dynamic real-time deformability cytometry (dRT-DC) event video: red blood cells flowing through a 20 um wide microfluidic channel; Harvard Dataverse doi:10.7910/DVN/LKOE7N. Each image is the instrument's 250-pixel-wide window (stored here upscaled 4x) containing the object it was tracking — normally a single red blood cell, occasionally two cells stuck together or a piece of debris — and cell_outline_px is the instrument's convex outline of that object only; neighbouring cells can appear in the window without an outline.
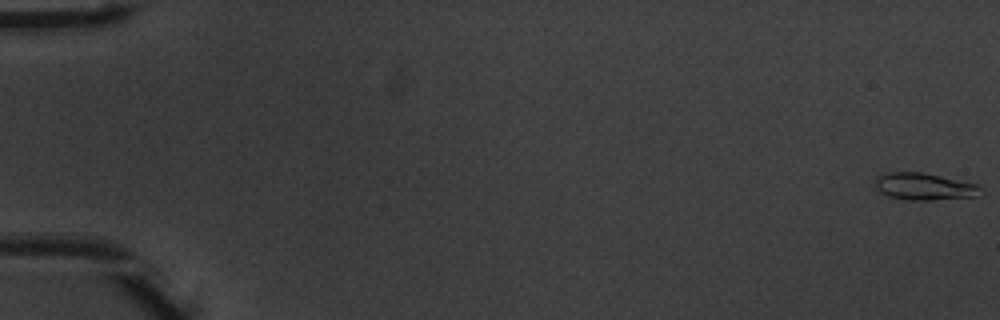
{"species": "common noctule bat (a hibernating species)", "species_latin": "Nyctalus noctula", "temperature_condition": "warm", "stored_images_in_passage": 53, "camera_frame_rate_fps": 3000, "um_per_image_px": 0.085, "animal": {"sex": "male", "body_mass_g": 20.1, "forearm_length_mm": 53.5}, "frame": {"image": 1, "passage_image": 1, "time_ms": 0.0, "image_size_px": [1000, 320], "cell_outline_px": [[984, 192], [980, 196], [932, 200], [904, 200], [888, 196], [880, 192], [876, 188], [876, 176], [888, 172], [920, 172], [980, 184], [984, 188]], "centroid_in_image_um": [78.63, 15.87], "position_along_channel_um": 6.4, "area_um2": 16.94}}
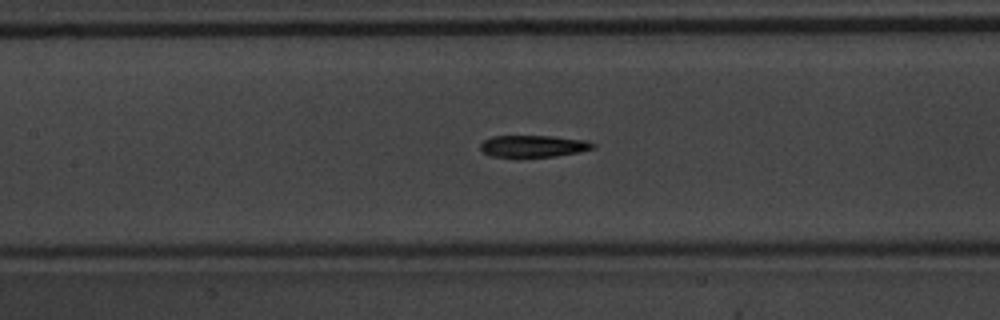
{"frame": {"image": 2, "passage_image": 26, "time_ms": 8.333, "image_size_px": [1000, 320], "cell_outline_px": [[596, 148], [580, 152], [556, 156], [492, 156], [484, 152], [480, 148], [480, 144], [484, 140], [492, 136], [552, 136], [584, 140], [596, 144]], "centroid_in_image_um": [45.37, 12.41], "position_along_channel_um": 162.0, "area_um2": 14.16}}
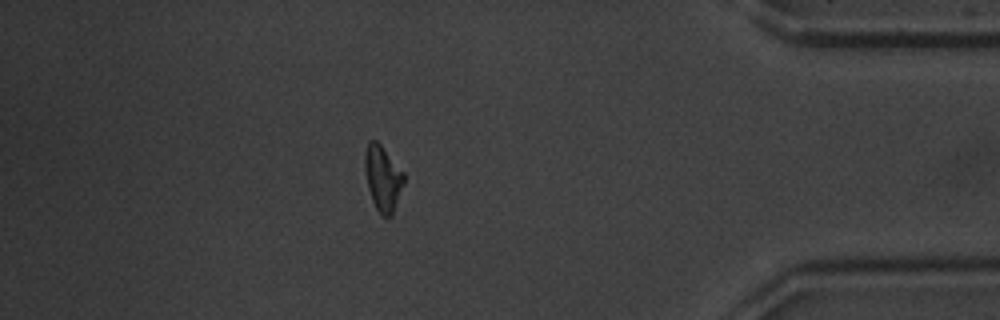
{"frame": {"image": 3, "passage_image": 47, "time_ms": 15.333, "image_size_px": [1000, 320], "cell_outline_px": [[404, 184], [392, 216], [388, 220], [376, 208], [372, 200], [368, 188], [364, 168], [364, 152], [368, 140], [376, 140], [380, 144], [404, 172]], "centroid_in_image_um": [32.53, 15.15], "position_along_channel_um": 402.7, "area_um2": 15.03}, "authors_computed_cell_mechanics": {"area_um2": 15.0858, "velocity_mm_per_s": 3.94, "shape_relaxation_time_tau1_ms": 4.6645, "shape_relaxation_time_tau2_ms": 3.626, "deformation_change_tau1": 0.1832, "deformation_change_tau2": 0.1153}}